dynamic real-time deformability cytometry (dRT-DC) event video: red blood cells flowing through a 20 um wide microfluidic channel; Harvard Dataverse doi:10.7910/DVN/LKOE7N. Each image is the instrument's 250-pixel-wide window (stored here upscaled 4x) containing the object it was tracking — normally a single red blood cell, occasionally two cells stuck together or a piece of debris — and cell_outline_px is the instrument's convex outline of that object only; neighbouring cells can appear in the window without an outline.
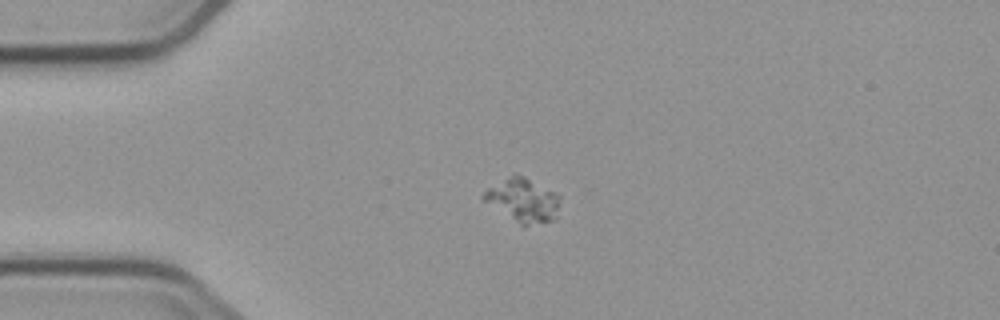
{"species": "common noctule bat (a hibernating species)", "species_latin": "Nyctalus noctula", "temperature_condition": "cold", "stored_images_in_passage": 6, "camera_frame_rate_fps": 3000, "um_per_image_px": 0.085, "animal": {"sex": "male", "body_mass_g": 23.1, "forearm_length_mm": 52.7}, "frame": {"image": 1, "passage_image": 4, "time_ms": 3.333, "image_size_px": [1000, 320], "cell_outline_px": [[560, 196], [556, 220], [524, 228], [484, 200], [480, 196], [488, 188], [512, 176], [524, 176]], "centroid_in_image_um": [44.49, 17.09], "position_along_channel_um": 40.5, "area_um2": 19.07}}
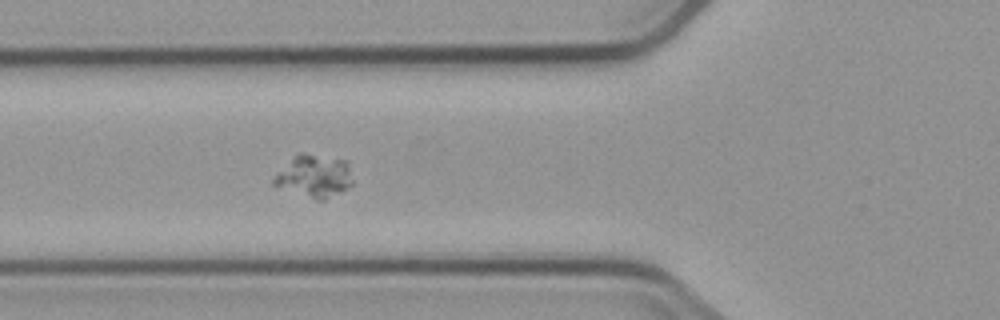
{"frame": {"image": 2, "passage_image": 6, "time_ms": 5.667, "image_size_px": [1000, 320], "cell_outline_px": [[352, 184], [348, 188], [324, 200], [316, 200], [272, 184], [272, 180], [300, 152], [348, 160], [352, 180]], "centroid_in_image_um": [26.78, 14.97], "position_along_channel_um": 99.0, "area_um2": 19.02}}